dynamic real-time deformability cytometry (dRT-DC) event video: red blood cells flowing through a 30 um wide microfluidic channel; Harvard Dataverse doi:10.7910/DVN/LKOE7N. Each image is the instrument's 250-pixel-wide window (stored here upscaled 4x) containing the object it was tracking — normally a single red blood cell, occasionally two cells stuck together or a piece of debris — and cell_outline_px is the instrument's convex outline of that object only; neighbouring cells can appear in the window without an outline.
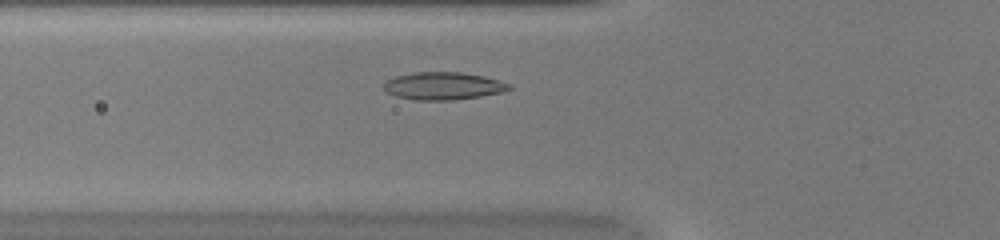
{"species": "common noctule bat (a hibernating species)", "species_latin": "Nyctalus noctula", "temperature_condition": "warm", "stored_images_in_passage": 39, "camera_frame_rate_fps": 3000, "um_per_image_px": 0.085, "animal": {"sex": "female", "body_mass_g": 20.0, "forearm_length_mm": 54.0}, "frame": {"image": 1, "passage_image": 7, "time_ms": 2.0, "image_size_px": [1000, 240], "cell_outline_px": [[512, 88], [504, 92], [480, 96], [452, 100], [416, 100], [396, 96], [388, 92], [384, 88], [384, 84], [388, 80], [396, 76], [416, 72], [460, 72], [484, 76], [500, 80], [512, 84]], "centroid_in_image_um": [37.74, 7.3], "position_along_channel_um": 88.1, "area_um2": 20.11}}
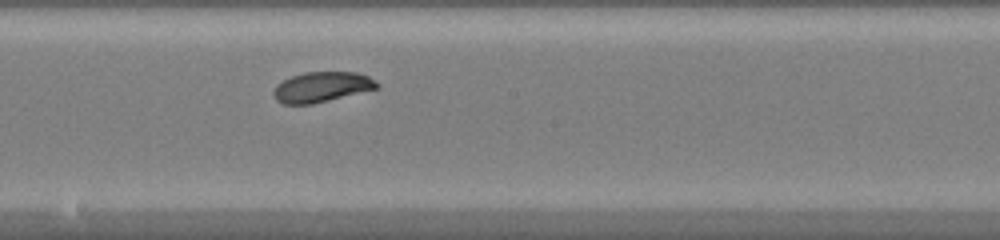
{"frame": {"image": 2, "passage_image": 17, "time_ms": 5.333, "image_size_px": [1000, 240], "cell_outline_px": [[380, 88], [312, 104], [284, 104], [276, 100], [272, 96], [272, 92], [276, 84], [292, 76], [304, 72], [356, 72], [368, 76], [380, 84]], "centroid_in_image_um": [27.34, 7.4], "position_along_channel_um": 220.9, "area_um2": 18.32}}
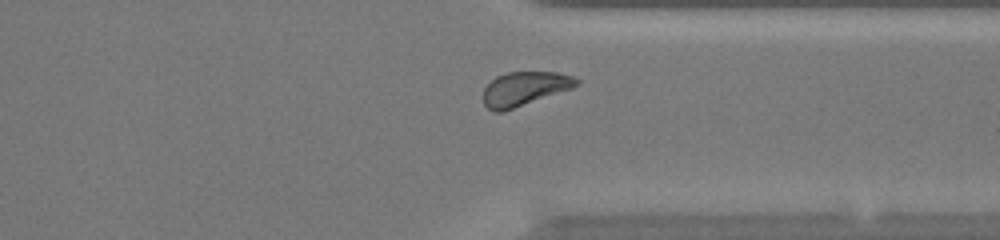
{"frame": {"image": 3, "passage_image": 28, "time_ms": 9.0, "image_size_px": [1000, 240], "cell_outline_px": [[580, 84], [572, 88], [500, 112], [496, 112], [488, 108], [484, 104], [484, 88], [496, 76], [508, 72], [556, 72], [572, 76], [580, 80]], "centroid_in_image_um": [44.59, 7.52], "position_along_channel_um": 366.8, "area_um2": 18.09}, "authors_computed_cell_mechanics": {"area_um2": 18.9006, "velocity_mm_per_s": 3.9802, "shape_relaxation_time_tau1_ms": 2.9107, "shape_relaxation_time_tau2_ms": null, "deformation_change_tau1": 0.1415, "deformation_change_tau2": null}}